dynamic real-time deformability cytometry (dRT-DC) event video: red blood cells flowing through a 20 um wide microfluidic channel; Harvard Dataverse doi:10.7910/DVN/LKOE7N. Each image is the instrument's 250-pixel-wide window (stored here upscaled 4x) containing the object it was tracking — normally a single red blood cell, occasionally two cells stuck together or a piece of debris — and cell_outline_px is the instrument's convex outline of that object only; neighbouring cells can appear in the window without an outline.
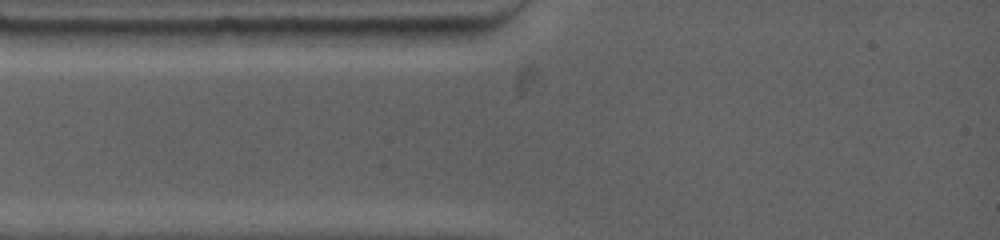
{"species": "common noctule bat (a hibernating species)", "species_latin": "Nyctalus noctula", "temperature_condition": "warm", "stored_images_in_passage": 2, "segment_of_instrument_passage": [1, 2], "camera_frame_rate_fps": 4500, "um_per_image_px": 0.085, "animal": {"sex": "female", "body_mass_g": 19.0, "forearm_length_mm": 53.3}, "frame": {"image": 1, "passage_image": 1, "time_ms": 0.0, "image_size_px": [1000, 240], "cell_outline_px": [[368, 28], [360, 44], [308, 48], [208, 44], [208, 32], [216, 28]], "centroid_in_image_um": [24.4, 3.14], "position_along_channel_um": 60.6, "area_um2": 20.11}}